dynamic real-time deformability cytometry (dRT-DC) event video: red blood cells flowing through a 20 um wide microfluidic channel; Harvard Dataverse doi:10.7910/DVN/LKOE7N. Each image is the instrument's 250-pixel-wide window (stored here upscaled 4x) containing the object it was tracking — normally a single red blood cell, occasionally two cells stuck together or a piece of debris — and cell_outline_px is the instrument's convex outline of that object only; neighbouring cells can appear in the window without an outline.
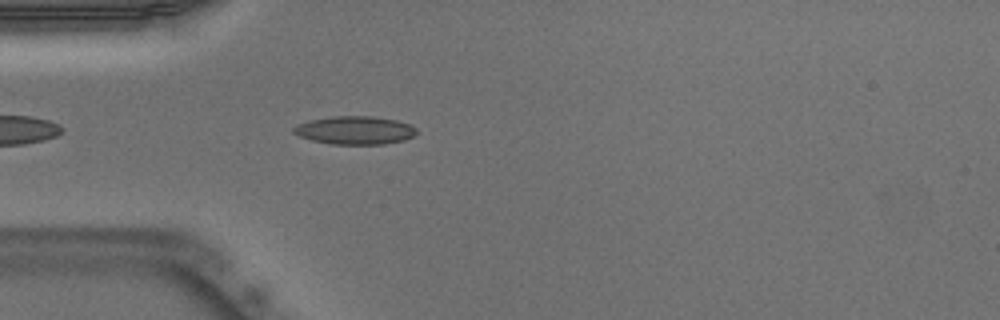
{"species": "Egyptian fruit bat (a non-hibernating species)", "species_latin": "Rousettus aegyptiacus", "temperature_condition": "warm", "stored_images_in_passage": 21, "camera_frame_rate_fps": 3000, "um_per_image_px": 0.085, "animal": {"sex": "male"}, "frame": {"image": 1, "passage_image": 4, "time_ms": 1.0, "image_size_px": [1000, 320], "cell_outline_px": [[416, 136], [404, 140], [384, 144], [332, 144], [312, 140], [300, 136], [292, 132], [292, 128], [296, 124], [308, 120], [332, 116], [372, 116], [396, 120], [412, 124], [416, 128]], "centroid_in_image_um": [30.18, 11.06], "position_along_channel_um": 54.8, "area_um2": 20.4}}
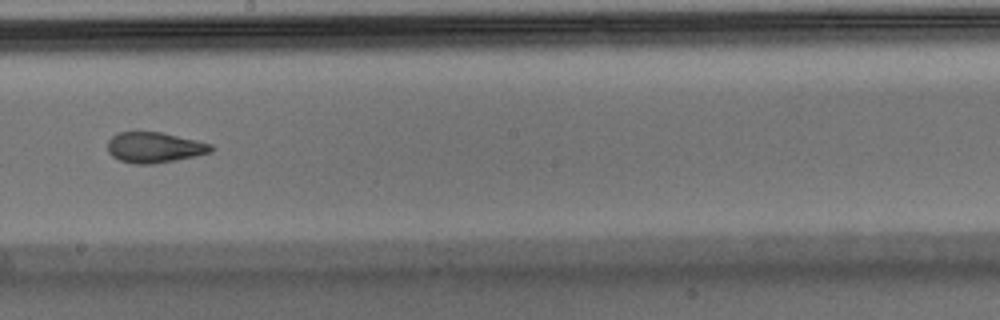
{"frame": {"image": 2, "passage_image": 18, "time_ms": 5.667, "image_size_px": [1000, 320], "cell_outline_px": [[216, 148], [212, 152], [196, 156], [152, 164], [136, 164], [120, 160], [112, 156], [108, 152], [108, 140], [116, 132], [160, 132], [196, 140], [212, 144]], "centroid_in_image_um": [13.14, 12.53], "position_along_channel_um": 235.1, "area_um2": 18.44}}